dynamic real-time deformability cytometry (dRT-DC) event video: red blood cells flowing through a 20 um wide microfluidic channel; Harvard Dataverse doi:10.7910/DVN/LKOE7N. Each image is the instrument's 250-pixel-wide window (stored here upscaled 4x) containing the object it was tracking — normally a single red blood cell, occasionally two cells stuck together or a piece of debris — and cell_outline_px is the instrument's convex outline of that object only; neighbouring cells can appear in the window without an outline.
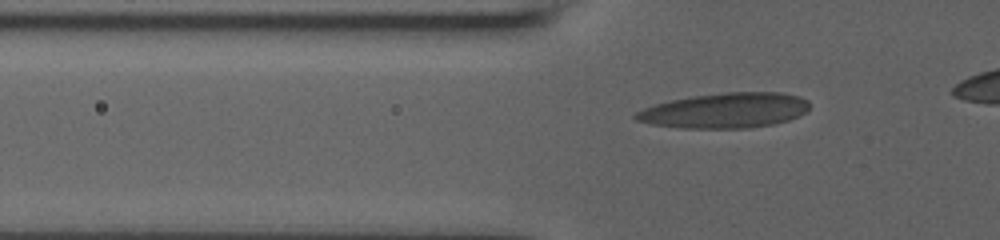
{"species": "human", "species_latin": "Homo sapiens", "temperature_condition": "room temperature", "stored_images_in_passage": 46, "camera_frame_rate_fps": 3000, "um_per_image_px": 0.085, "donor": {"sex": "male"}, "frame": {"image": 1, "passage_image": 15, "time_ms": 4.667, "image_size_px": [1000, 240], "cell_outline_px": [[808, 108], [804, 112], [788, 120], [772, 124], [748, 128], [680, 128], [652, 124], [636, 120], [632, 116], [636, 112], [644, 108], [656, 104], [672, 100], [692, 96], [724, 92], [780, 92], [800, 96], [808, 100]], "centroid_in_image_um": [61.62, 9.39], "position_along_channel_um": 64.2, "area_um2": 35.43}}
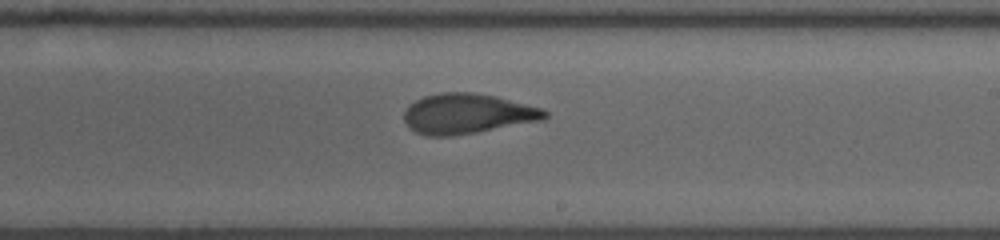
{"frame": {"image": 2, "passage_image": 30, "time_ms": 9.667, "image_size_px": [1000, 240], "cell_outline_px": [[548, 116], [544, 120], [476, 132], [452, 136], [428, 136], [416, 132], [408, 128], [404, 120], [404, 112], [408, 104], [424, 96], [440, 92], [472, 92], [496, 96], [544, 108], [548, 112]], "centroid_in_image_um": [39.72, 9.66], "position_along_channel_um": 249.3, "area_um2": 33.18}}
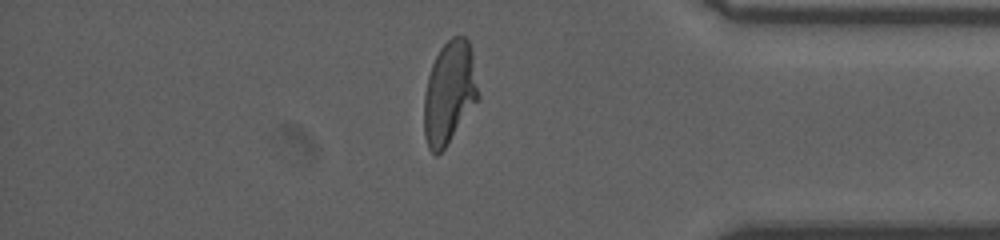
{"frame": {"image": 3, "passage_image": 43, "time_ms": 14.0, "image_size_px": [1000, 240], "cell_outline_px": [[480, 96], [444, 148], [436, 156], [428, 148], [424, 136], [424, 96], [428, 76], [432, 64], [440, 48], [452, 36], [464, 36], [468, 40], [472, 52]], "centroid_in_image_um": [38.19, 7.85], "position_along_channel_um": 397.0, "area_um2": 32.19}}